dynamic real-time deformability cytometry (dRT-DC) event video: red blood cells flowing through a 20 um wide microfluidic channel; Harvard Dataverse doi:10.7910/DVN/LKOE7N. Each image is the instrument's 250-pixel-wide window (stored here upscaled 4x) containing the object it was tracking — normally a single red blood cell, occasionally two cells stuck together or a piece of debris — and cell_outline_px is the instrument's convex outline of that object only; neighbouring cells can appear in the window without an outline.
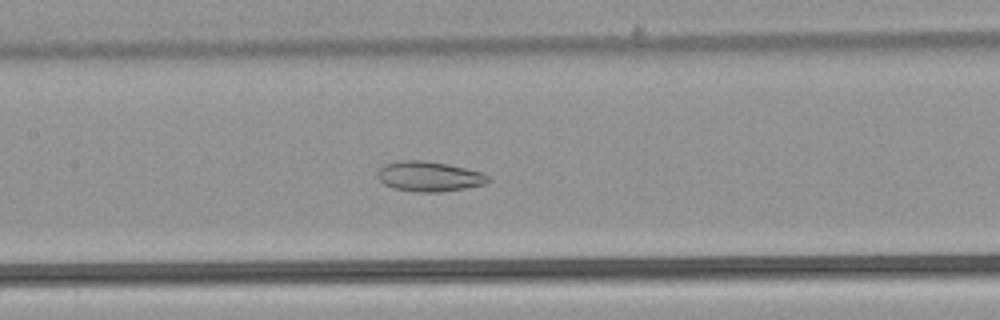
{"species": "common noctule bat (a hibernating species)", "species_latin": "Nyctalus noctula", "temperature_condition": "warm", "stored_images_in_passage": 47, "camera_frame_rate_fps": 3000, "um_per_image_px": 0.085, "animal": {"sex": "male", "body_mass_g": 21.5, "forearm_length_mm": 52.0}, "frame": {"image": 1, "passage_image": 26, "time_ms": 8.333, "image_size_px": [1000, 320], "cell_outline_px": [[492, 180], [484, 184], [464, 188], [440, 192], [416, 192], [392, 188], [384, 184], [376, 176], [376, 172], [384, 164], [400, 160], [420, 160], [448, 164], [480, 172], [488, 176]], "centroid_in_image_um": [36.43, 15.0], "position_along_channel_um": 171.0, "area_um2": 19.36}}
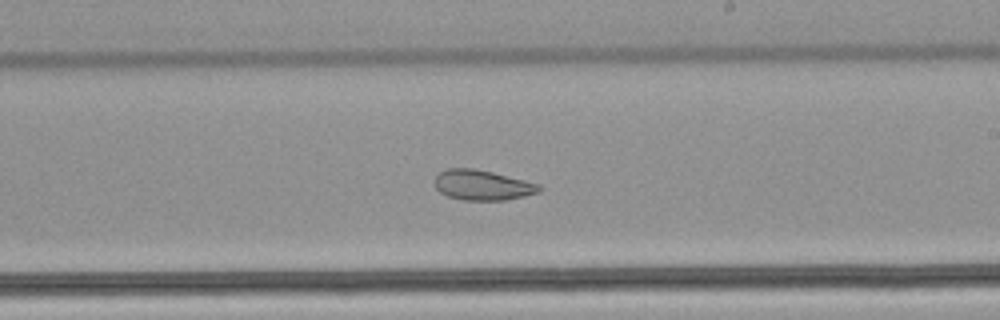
{"frame": {"image": 2, "passage_image": 32, "time_ms": 10.333, "image_size_px": [1000, 320], "cell_outline_px": [[544, 188], [540, 192], [524, 196], [504, 200], [464, 200], [448, 196], [440, 192], [436, 188], [436, 176], [440, 172], [448, 168], [472, 168], [492, 172], [540, 184]], "centroid_in_image_um": [41.04, 15.74], "position_along_channel_um": 248.0, "area_um2": 18.26}}
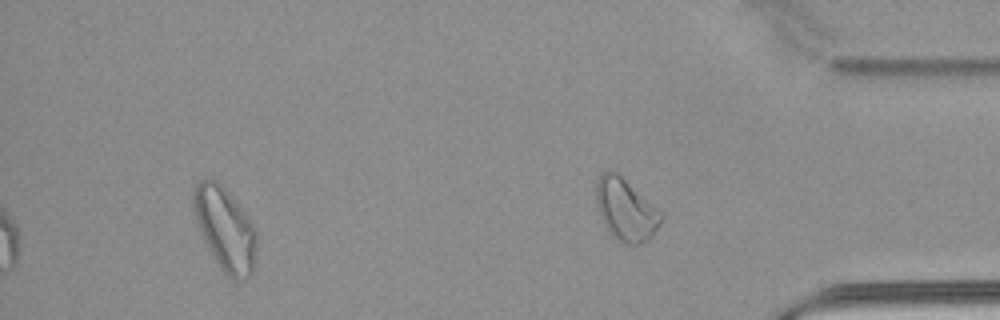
{"frame": {"image": 3, "passage_image": 43, "time_ms": 14.0, "image_size_px": [1000, 320], "cell_outline_px": [[256, 256], [252, 272], [244, 280], [232, 280], [220, 268], [212, 256], [204, 240], [196, 220], [192, 204], [192, 188], [200, 180], [208, 176], [216, 180], [228, 192], [248, 216], [256, 228]], "centroid_in_image_um": [19.12, 19.44], "position_along_channel_um": 416.1, "area_um2": 30.87}, "authors_computed_cell_mechanics": {"area_um2": 28.5532, "velocity_mm_per_s": 3.8808, "shape_relaxation_time_tau1_ms": null, "shape_relaxation_time_tau2_ms": 2.9959, "deformation_change_tau1": null, "deformation_change_tau2": 0.1003}}